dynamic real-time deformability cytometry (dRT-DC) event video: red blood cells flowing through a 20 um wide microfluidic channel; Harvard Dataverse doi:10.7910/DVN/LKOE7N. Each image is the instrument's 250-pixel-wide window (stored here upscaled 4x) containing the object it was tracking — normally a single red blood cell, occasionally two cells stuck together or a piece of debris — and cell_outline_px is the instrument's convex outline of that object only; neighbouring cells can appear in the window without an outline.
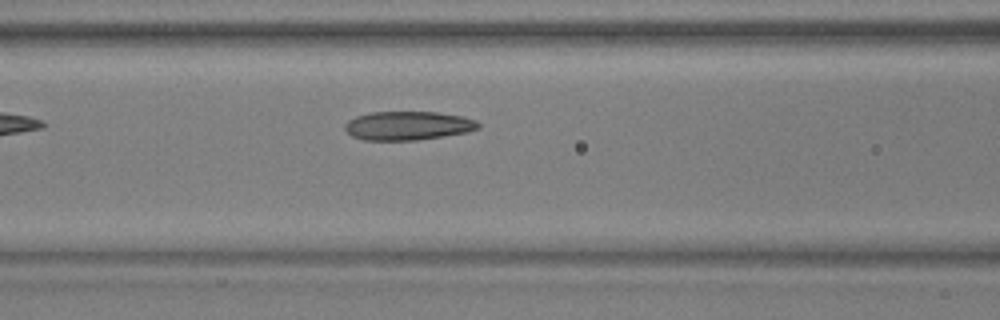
{"species": "common noctule bat (a hibernating species)", "species_latin": "Nyctalus noctula", "temperature_condition": "warm", "stored_images_in_passage": 37, "camera_frame_rate_fps": 3000, "um_per_image_px": 0.085, "animal": {"sex": "male", "body_mass_g": 17.9, "forearm_length_mm": 54.2}, "frame": {"image": 1, "passage_image": 6, "time_ms": 1.667, "image_size_px": [1000, 320], "cell_outline_px": [[480, 128], [468, 132], [444, 136], [416, 140], [364, 140], [352, 136], [344, 128], [344, 124], [348, 120], [356, 116], [372, 112], [436, 112], [460, 116], [476, 120], [480, 124]], "centroid_in_image_um": [34.67, 10.68], "position_along_channel_um": 131.9, "area_um2": 22.37}}
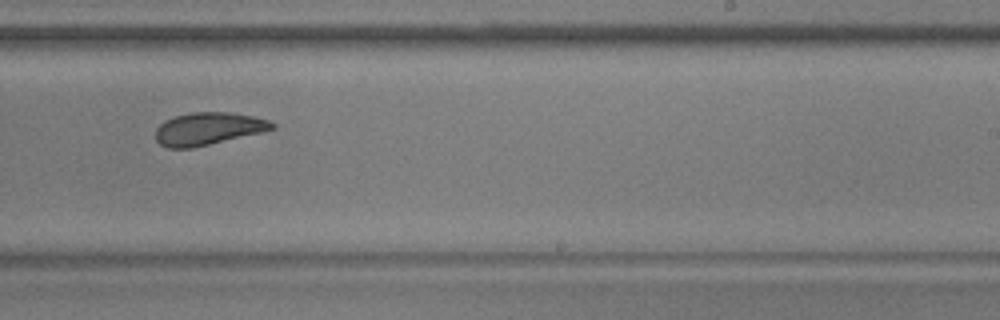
{"frame": {"image": 2, "passage_image": 17, "time_ms": 5.333, "image_size_px": [1000, 320], "cell_outline_px": [[276, 128], [260, 132], [192, 148], [168, 148], [160, 144], [156, 140], [156, 128], [164, 120], [176, 116], [192, 112], [228, 112], [252, 116], [268, 120], [276, 124]], "centroid_in_image_um": [17.67, 10.93], "position_along_channel_um": 271.3, "area_um2": 21.85}}
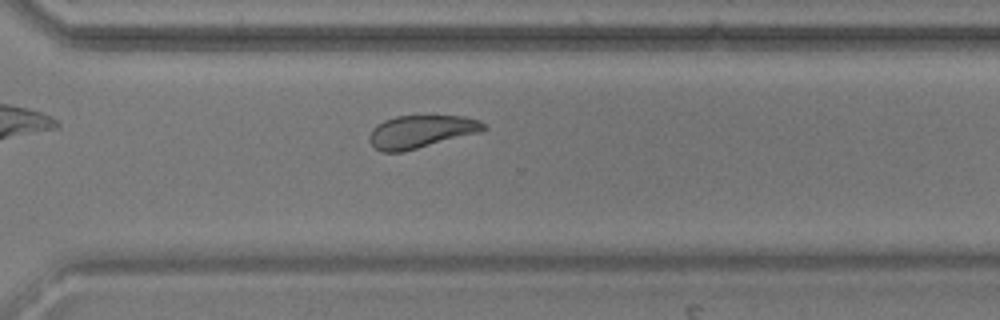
{"frame": {"image": 3, "passage_image": 22, "time_ms": 7.0, "image_size_px": [1000, 320], "cell_outline_px": [[488, 128], [480, 132], [404, 152], [380, 152], [368, 140], [368, 136], [372, 128], [376, 124], [384, 120], [396, 116], [464, 116], [480, 120], [488, 124]], "centroid_in_image_um": [35.79, 11.19], "position_along_channel_um": 334.8, "area_um2": 22.08}, "authors_computed_cell_mechanics": {"area_um2": 22.7732, "velocity_mm_per_s": 3.8067, "shape_relaxation_time_tau1_ms": null, "shape_relaxation_time_tau2_ms": 2.5858, "deformation_change_tau1": null, "deformation_change_tau2": 0.0731}}